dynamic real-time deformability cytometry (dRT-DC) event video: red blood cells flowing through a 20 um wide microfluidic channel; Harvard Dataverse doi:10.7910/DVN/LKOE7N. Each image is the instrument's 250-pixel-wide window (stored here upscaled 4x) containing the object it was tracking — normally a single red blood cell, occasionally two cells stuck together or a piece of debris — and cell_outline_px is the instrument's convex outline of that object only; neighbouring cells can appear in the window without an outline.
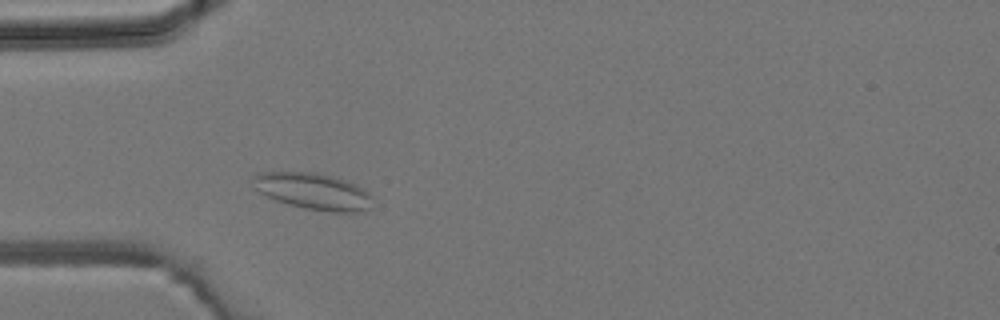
{"species": "common noctule bat (a hibernating species)", "species_latin": "Nyctalus noctula", "temperature_condition": "room temperature", "stored_images_in_passage": 2, "camera_frame_rate_fps": 3000, "um_per_image_px": 0.085, "animal": {"sex": "male", "body_mass_g": 19.2, "forearm_length_mm": 51.8}, "frame": {"image": 1, "passage_image": 2, "time_ms": 1.333, "image_size_px": [1000, 320], "cell_outline_px": [[372, 208], [360, 212], [332, 212], [304, 208], [288, 204], [276, 200], [260, 192], [256, 188], [252, 180], [252, 176], [256, 172], [316, 172], [332, 176], [356, 184], [368, 192], [372, 196]], "centroid_in_image_um": [26.65, 16.26], "position_along_channel_um": 58.4, "area_um2": 25.55}}